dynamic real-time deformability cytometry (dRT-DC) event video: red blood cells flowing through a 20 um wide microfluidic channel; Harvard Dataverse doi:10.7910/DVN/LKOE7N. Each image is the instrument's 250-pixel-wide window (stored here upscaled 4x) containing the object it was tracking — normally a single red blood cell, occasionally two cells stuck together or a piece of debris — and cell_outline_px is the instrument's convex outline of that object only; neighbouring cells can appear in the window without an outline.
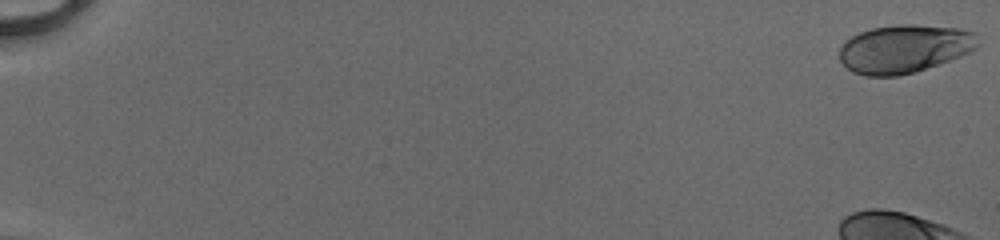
{"species": "human", "species_latin": "Homo sapiens", "temperature_condition": "cold", "stored_images_in_passage": 44, "camera_frame_rate_fps": 3000, "um_per_image_px": 0.085, "donor": {"sex": "male"}, "frame": {"image": 1, "passage_image": 1, "time_ms": 0.0, "image_size_px": [1000, 240], "cell_outline_px": [[980, 44], [972, 52], [916, 72], [900, 76], [864, 76], [852, 72], [840, 60], [840, 48], [844, 40], [860, 32], [872, 28], [900, 24], [912, 24], [956, 28], [972, 32]], "centroid_in_image_um": [76.85, 4.16], "position_along_channel_um": 8.1, "area_um2": 39.02}}